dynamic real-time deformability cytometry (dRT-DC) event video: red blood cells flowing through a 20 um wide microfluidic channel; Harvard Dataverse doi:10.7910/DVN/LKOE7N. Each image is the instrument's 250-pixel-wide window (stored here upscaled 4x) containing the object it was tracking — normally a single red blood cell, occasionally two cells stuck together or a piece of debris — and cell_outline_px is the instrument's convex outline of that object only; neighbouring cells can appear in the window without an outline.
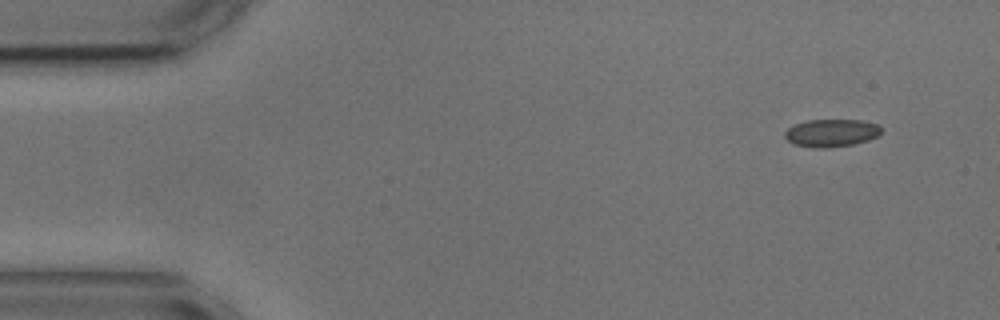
{"species": "common noctule bat (a hibernating species)", "species_latin": "Nyctalus noctula", "temperature_condition": "cold", "stored_images_in_passage": 5, "camera_frame_rate_fps": 3000, "um_per_image_px": 0.085, "animal": {"sex": "male", "body_mass_g": 17.9, "forearm_length_mm": 54.2}, "frame": {"image": 1, "passage_image": 1, "time_ms": 0.0, "image_size_px": [1000, 320], "cell_outline_px": [[880, 132], [876, 136], [868, 140], [852, 144], [824, 148], [812, 148], [792, 144], [784, 136], [784, 132], [788, 128], [796, 124], [808, 120], [864, 120], [876, 124], [880, 128]], "centroid_in_image_um": [70.62, 11.3], "position_along_channel_um": 14.4, "area_um2": 15.43}}
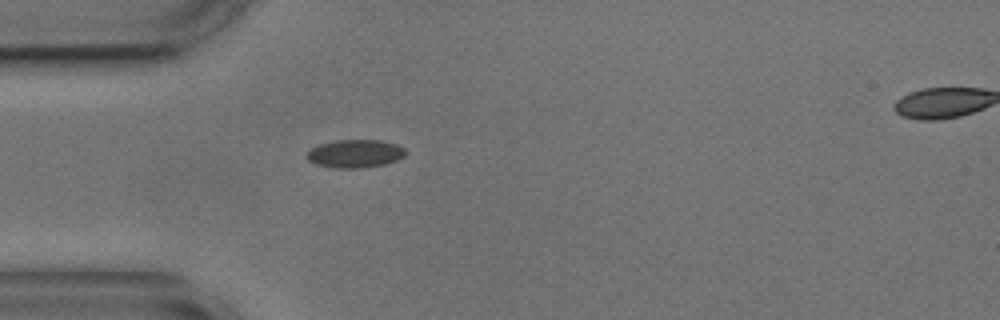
{"frame": {"image": 2, "passage_image": 4, "time_ms": 3.667, "image_size_px": [1000, 320], "cell_outline_px": [[404, 156], [396, 160], [384, 164], [360, 168], [332, 168], [316, 164], [308, 160], [308, 152], [312, 148], [320, 144], [336, 140], [380, 140], [396, 144], [404, 148]], "centroid_in_image_um": [30.17, 13.06], "position_along_channel_um": 54.8, "area_um2": 15.95}}